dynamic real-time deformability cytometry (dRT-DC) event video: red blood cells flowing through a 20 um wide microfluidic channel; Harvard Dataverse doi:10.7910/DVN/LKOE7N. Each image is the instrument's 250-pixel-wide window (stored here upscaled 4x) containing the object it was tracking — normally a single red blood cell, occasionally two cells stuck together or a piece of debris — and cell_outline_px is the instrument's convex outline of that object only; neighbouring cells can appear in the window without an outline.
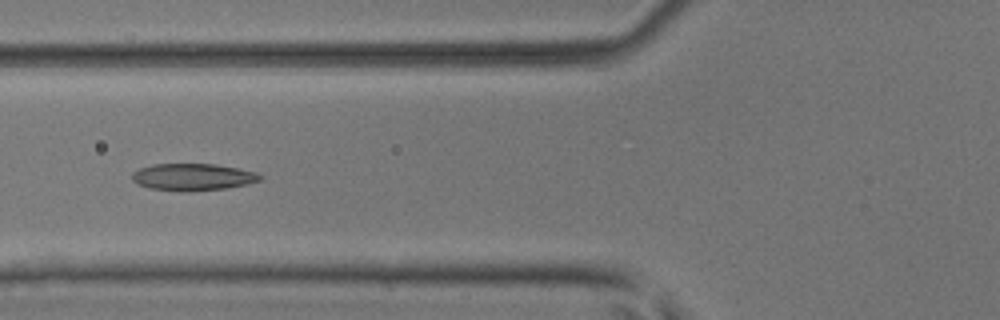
{"species": "common noctule bat (a hibernating species)", "species_latin": "Nyctalus noctula", "temperature_condition": "room temperature", "stored_images_in_passage": 50, "camera_frame_rate_fps": 3000, "um_per_image_px": 0.085, "animal": {"sex": "male", "body_mass_g": 17.9, "forearm_length_mm": 54.2}, "frame": {"image": 1, "passage_image": 20, "time_ms": 6.333, "image_size_px": [1000, 320], "cell_outline_px": [[264, 176], [260, 180], [228, 188], [188, 192], [180, 192], [148, 188], [136, 184], [132, 180], [132, 172], [140, 168], [152, 164], [216, 164], [256, 172]], "centroid_in_image_um": [16.35, 15.06], "position_along_channel_um": 109.5, "area_um2": 20.35}}
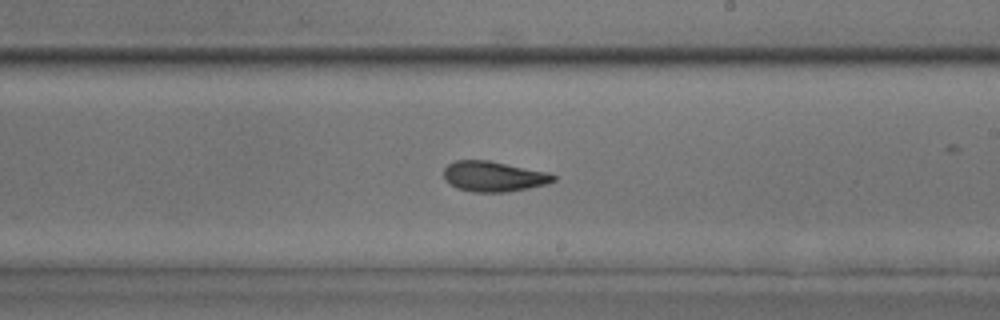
{"frame": {"image": 2, "passage_image": 30, "time_ms": 9.667, "image_size_px": [1000, 320], "cell_outline_px": [[556, 180], [548, 184], [508, 192], [472, 192], [456, 188], [444, 180], [444, 168], [448, 164], [456, 160], [488, 160], [548, 172], [556, 176]], "centroid_in_image_um": [41.95, 15.0], "position_along_channel_um": 247.0, "area_um2": 19.54}}
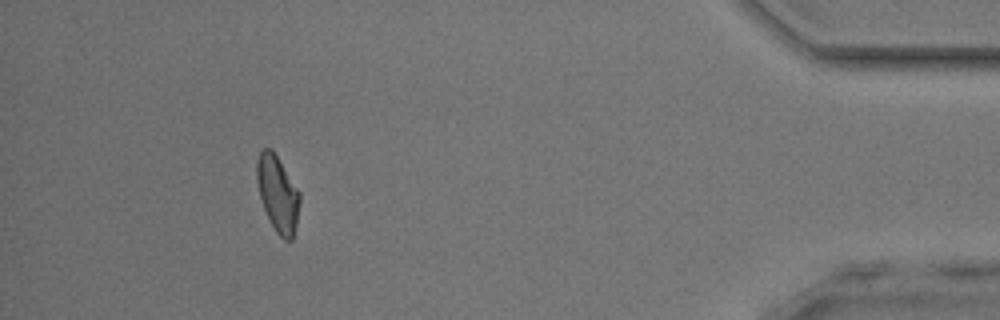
{"frame": {"image": 3, "passage_image": 46, "time_ms": 15.0, "image_size_px": [1000, 320], "cell_outline_px": [[300, 204], [296, 224], [292, 240], [284, 240], [276, 232], [264, 208], [260, 196], [256, 180], [256, 164], [260, 152], [264, 148], [272, 148], [300, 192]], "centroid_in_image_um": [23.61, 16.45], "position_along_channel_um": 411.6, "area_um2": 18.9}, "authors_computed_cell_mechanics": {"area_um2": 19.652, "velocity_mm_per_s": 4.1412, "shape_relaxation_time_tau1_ms": 3.782, "shape_relaxation_time_tau2_ms": 2.4783, "deformation_change_tau1": 0.1436, "deformation_change_tau2": 0.0937}}